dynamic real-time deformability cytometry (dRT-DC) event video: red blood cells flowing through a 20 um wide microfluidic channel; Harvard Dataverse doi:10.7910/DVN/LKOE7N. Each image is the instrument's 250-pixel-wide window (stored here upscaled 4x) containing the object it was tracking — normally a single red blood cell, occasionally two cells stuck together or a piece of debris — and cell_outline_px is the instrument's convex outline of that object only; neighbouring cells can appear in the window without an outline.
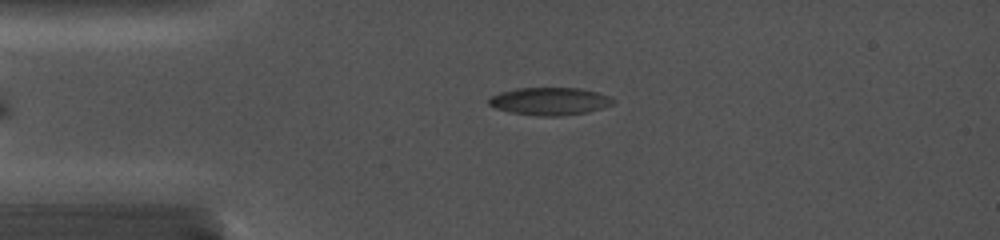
{"species": "common noctule bat (a hibernating species)", "species_latin": "Nyctalus noctula", "temperature_condition": "cold", "stored_images_in_passage": 28, "camera_frame_rate_fps": 5000, "um_per_image_px": 0.085, "animal": {"sex": "female", "body_mass_g": 19.0, "forearm_length_mm": 56.7}, "frame": {"image": 1, "passage_image": 19, "time_ms": 2.2, "image_size_px": [1000, 240], "cell_outline_px": [[616, 100], [612, 104], [588, 112], [560, 116], [536, 116], [512, 112], [496, 108], [488, 104], [488, 100], [492, 96], [500, 92], [516, 88], [580, 88], [612, 96]], "centroid_in_image_um": [46.75, 8.6], "position_along_channel_um": 38.3, "area_um2": 20.0}}